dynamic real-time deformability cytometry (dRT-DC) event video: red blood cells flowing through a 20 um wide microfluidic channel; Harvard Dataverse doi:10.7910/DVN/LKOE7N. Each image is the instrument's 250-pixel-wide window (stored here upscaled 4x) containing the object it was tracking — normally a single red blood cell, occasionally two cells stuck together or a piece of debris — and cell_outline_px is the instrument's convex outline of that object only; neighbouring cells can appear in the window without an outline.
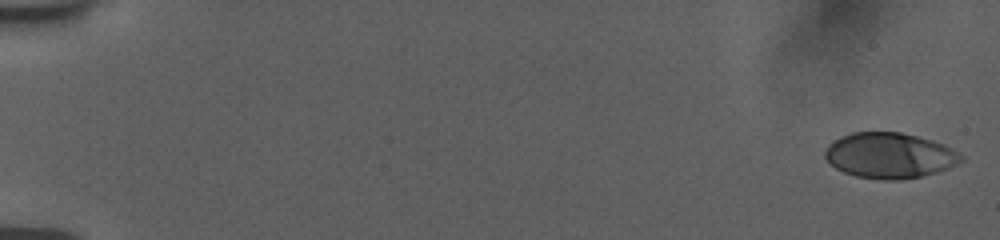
{"species": "human", "species_latin": "Homo sapiens", "temperature_condition": "room temperature", "stored_images_in_passage": 55, "camera_frame_rate_fps": 3000, "um_per_image_px": 0.085, "donor": {"sex": "female"}, "frame": {"image": 1, "passage_image": 1, "time_ms": 0.0, "image_size_px": [1000, 240], "cell_outline_px": [[964, 160], [956, 164], [936, 172], [920, 176], [896, 180], [884, 180], [856, 176], [844, 172], [836, 168], [824, 156], [824, 152], [836, 140], [852, 132], [900, 132], [932, 140], [944, 144], [960, 152], [964, 156]], "centroid_in_image_um": [75.66, 13.21], "position_along_channel_um": 9.3, "area_um2": 35.72}}
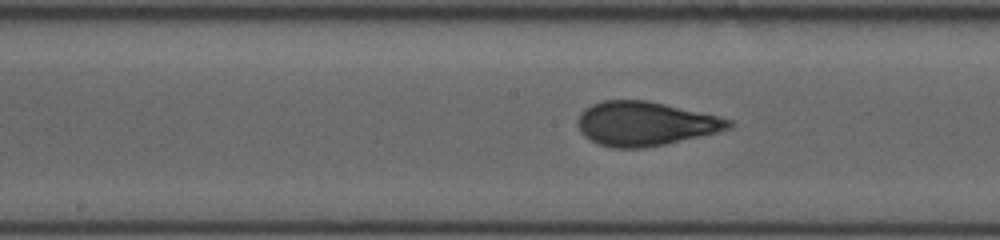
{"frame": {"image": 2, "passage_image": 30, "time_ms": 9.667, "image_size_px": [1000, 240], "cell_outline_px": [[736, 124], [732, 128], [700, 136], [664, 144], [644, 148], [612, 148], [600, 144], [584, 136], [580, 132], [576, 124], [576, 120], [580, 112], [584, 108], [600, 100], [648, 100], [716, 116], [732, 120]], "centroid_in_image_um": [54.79, 10.51], "position_along_channel_um": 193.4, "area_um2": 38.84}}
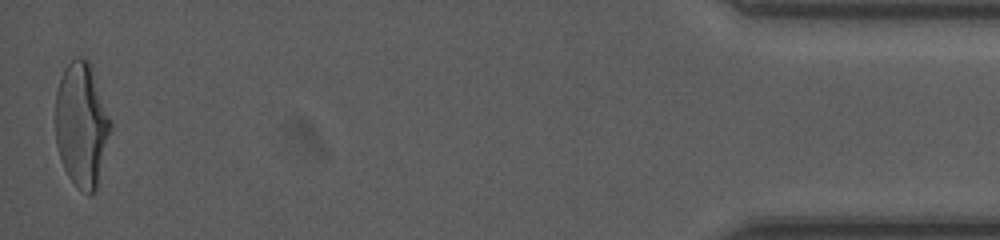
{"frame": {"image": 3, "passage_image": 55, "time_ms": 18.0, "image_size_px": [1000, 240], "cell_outline_px": [[112, 128], [96, 188], [88, 196], [68, 176], [64, 168], [56, 144], [56, 92], [64, 68], [76, 56], [80, 56], [88, 60], [112, 120]], "centroid_in_image_um": [6.95, 10.58], "position_along_channel_um": 428.3, "area_um2": 39.65}, "authors_computed_cell_mechanics": {"area_um2": 37.6278, "velocity_mm_per_s": 3.776, "shape_relaxation_time_tau1_ms": 3.9252, "shape_relaxation_time_tau2_ms": null, "deformation_change_tau1": 0.1883, "deformation_change_tau2": null}}